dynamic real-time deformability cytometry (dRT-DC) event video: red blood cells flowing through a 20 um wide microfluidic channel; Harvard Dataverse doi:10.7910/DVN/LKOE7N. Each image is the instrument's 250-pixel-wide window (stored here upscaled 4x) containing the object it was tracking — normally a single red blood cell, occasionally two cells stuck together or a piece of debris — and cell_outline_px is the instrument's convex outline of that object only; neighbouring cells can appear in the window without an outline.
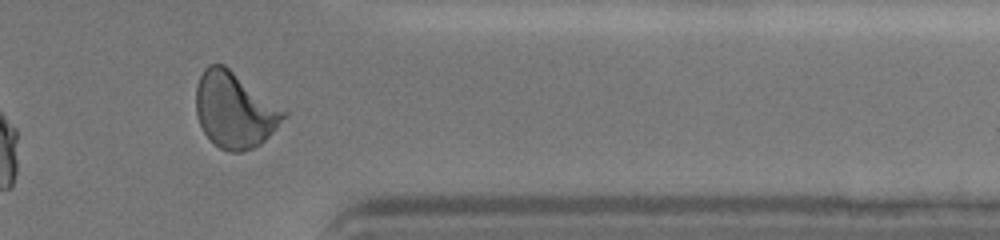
{"species": "human", "species_latin": "Homo sapiens", "temperature_condition": "cold", "stored_images_in_passage": 37, "camera_frame_rate_fps": 3000, "um_per_image_px": 0.085, "donor": {"sex": "female"}, "frame": {"image": 1, "passage_image": 32, "time_ms": 10.333, "image_size_px": [1000, 240], "cell_outline_px": [[288, 116], [260, 144], [252, 148], [240, 152], [228, 152], [220, 148], [204, 132], [200, 124], [196, 112], [196, 84], [204, 68], [208, 64], [224, 64], [288, 112]], "centroid_in_image_um": [19.94, 9.34], "position_along_channel_um": 391.5, "area_um2": 38.49}, "authors_computed_cell_mechanics": {"area_um2": 37.3966, "velocity_mm_per_s": 3.6123, "shape_relaxation_time_tau1_ms": 3.2156, "shape_relaxation_time_tau2_ms": 1.0575, "deformation_change_tau1": 0.1497, "deformation_change_tau2": 0.0652}}